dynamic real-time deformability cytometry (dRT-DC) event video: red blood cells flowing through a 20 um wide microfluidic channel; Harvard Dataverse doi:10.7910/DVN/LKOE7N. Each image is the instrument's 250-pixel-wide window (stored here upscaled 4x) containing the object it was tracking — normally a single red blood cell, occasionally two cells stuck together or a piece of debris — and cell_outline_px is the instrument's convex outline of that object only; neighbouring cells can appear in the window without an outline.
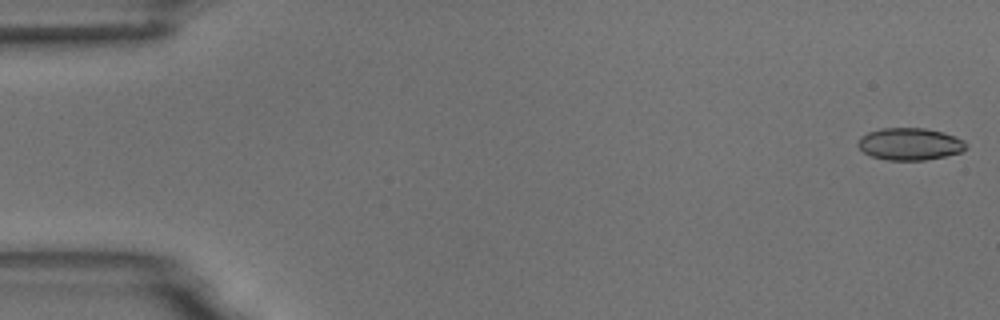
{"species": "common noctule bat (a hibernating species)", "species_latin": "Nyctalus noctula", "temperature_condition": "room temperature", "stored_images_in_passage": 9, "camera_frame_rate_fps": 3000, "um_per_image_px": 0.085, "animal": {"sex": "male", "body_mass_g": 18.8}, "frame": {"image": 1, "passage_image": 1, "time_ms": 0.0, "image_size_px": [1000, 320], "cell_outline_px": [[968, 148], [960, 152], [944, 156], [924, 160], [888, 160], [872, 156], [864, 152], [856, 144], [860, 136], [868, 132], [880, 128], [924, 128], [944, 132], [964, 140], [968, 144]], "centroid_in_image_um": [77.34, 12.23], "position_along_channel_um": 7.7, "area_um2": 20.35}}
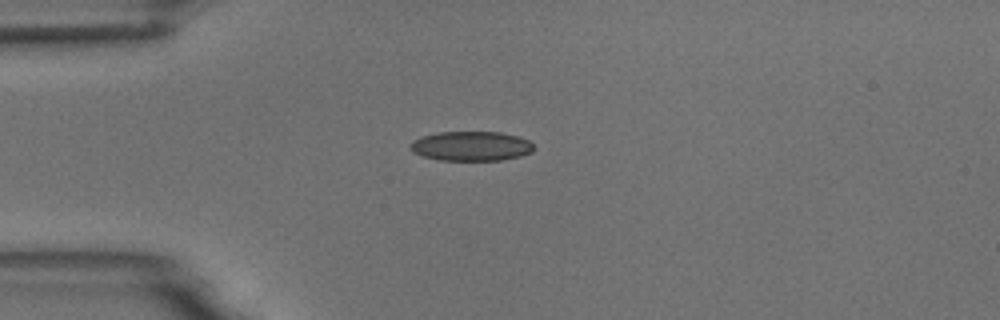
{"frame": {"image": 2, "passage_image": 4, "time_ms": 4.333, "image_size_px": [1000, 320], "cell_outline_px": [[536, 148], [532, 152], [520, 156], [500, 160], [440, 160], [424, 156], [412, 152], [408, 148], [408, 144], [412, 140], [420, 136], [436, 132], [500, 132], [516, 136], [528, 140]], "centroid_in_image_um": [40.0, 12.41], "position_along_channel_um": 45.0, "area_um2": 21.44}}
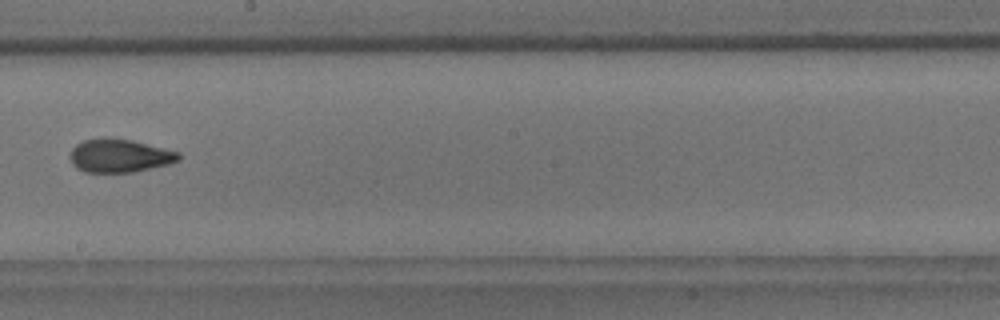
{"frame": {"image": 3, "passage_image": 9, "time_ms": 10.0, "image_size_px": [1000, 320], "cell_outline_px": [[180, 160], [168, 164], [132, 172], [84, 172], [76, 168], [72, 164], [68, 156], [72, 148], [76, 144], [84, 140], [108, 136], [132, 140], [180, 152]], "centroid_in_image_um": [10.12, 13.22], "position_along_channel_um": 238.1, "area_um2": 21.33}}